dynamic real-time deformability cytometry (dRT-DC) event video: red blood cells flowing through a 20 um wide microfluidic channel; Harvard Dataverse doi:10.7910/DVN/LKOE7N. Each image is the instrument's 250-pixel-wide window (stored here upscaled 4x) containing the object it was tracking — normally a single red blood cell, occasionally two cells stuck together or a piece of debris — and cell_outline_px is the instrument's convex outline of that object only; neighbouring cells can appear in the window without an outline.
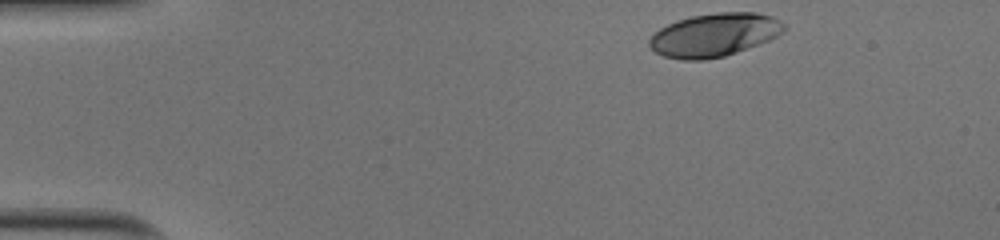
{"species": "human", "species_latin": "Homo sapiens", "temperature_condition": "cold", "stored_images_in_passage": 36, "camera_frame_rate_fps": 3000, "um_per_image_px": 0.085, "donor": {"sex": "male"}, "frame": {"image": 1, "passage_image": 1, "time_ms": 0.0, "image_size_px": [1000, 240], "cell_outline_px": [[784, 32], [768, 40], [736, 52], [724, 56], [704, 60], [680, 60], [664, 56], [656, 52], [648, 44], [648, 40], [660, 28], [676, 20], [692, 16], [716, 12], [756, 12], [772, 16], [780, 20], [784, 24]], "centroid_in_image_um": [60.71, 2.96], "position_along_channel_um": 24.3, "area_um2": 33.87}}
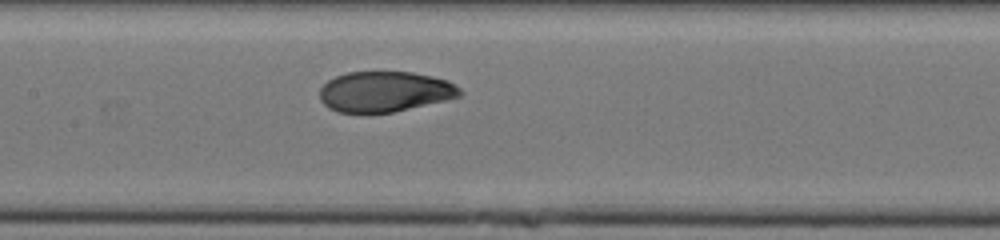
{"frame": {"image": 2, "passage_image": 19, "time_ms": 6.0, "image_size_px": [1000, 240], "cell_outline_px": [[464, 92], [460, 96], [444, 100], [392, 112], [336, 112], [328, 108], [320, 100], [320, 88], [328, 80], [336, 76], [348, 72], [412, 72], [432, 76], [448, 80], [460, 88]], "centroid_in_image_um": [32.7, 7.78], "position_along_channel_um": 174.7, "area_um2": 32.89}}
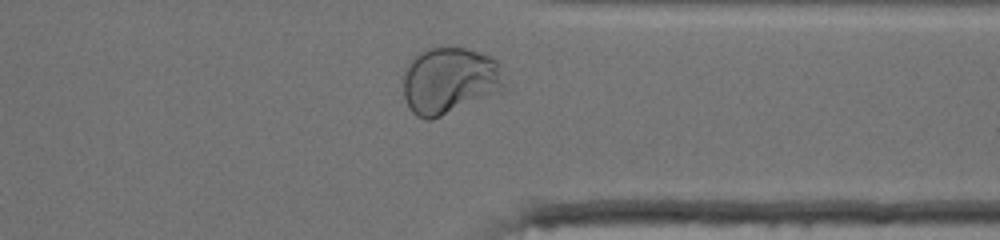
{"frame": {"image": 3, "passage_image": 34, "time_ms": 11.0, "image_size_px": [1000, 240], "cell_outline_px": [[508, 88], [432, 120], [424, 120], [416, 116], [408, 108], [404, 96], [400, 76], [416, 52], [428, 48], [464, 48], [492, 56], [500, 64]], "centroid_in_image_um": [38.18, 6.85], "position_along_channel_um": 373.2, "area_um2": 40.17}, "authors_computed_cell_mechanics": {"area_um2": 34.5933, "velocity_mm_per_s": 3.9905, "shape_relaxation_time_tau1_ms": 5.1944, "shape_relaxation_time_tau2_ms": null, "deformation_change_tau1": 0.211, "deformation_change_tau2": null}}